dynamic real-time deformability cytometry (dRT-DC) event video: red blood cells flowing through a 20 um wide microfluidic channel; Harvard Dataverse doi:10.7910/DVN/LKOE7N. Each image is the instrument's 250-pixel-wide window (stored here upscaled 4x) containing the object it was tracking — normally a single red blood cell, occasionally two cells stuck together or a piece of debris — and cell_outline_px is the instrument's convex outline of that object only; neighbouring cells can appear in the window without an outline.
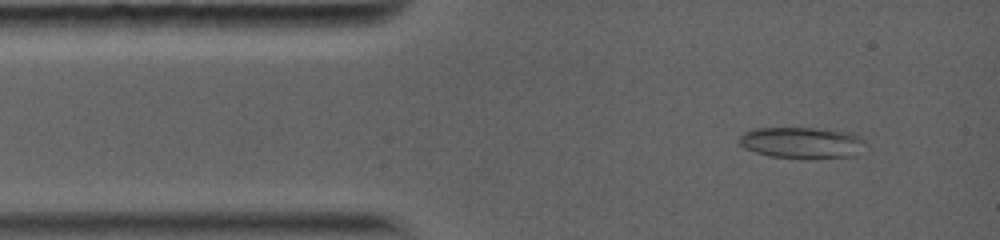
{"species": "common noctule bat (a hibernating species)", "species_latin": "Nyctalus noctula", "temperature_condition": "warm", "stored_images_in_passage": 25, "camera_frame_rate_fps": 5000, "um_per_image_px": 0.085, "animal": {"sex": "female", "body_mass_g": 19.0, "forearm_length_mm": 56.7}, "frame": {"image": 1, "passage_image": 3, "time_ms": 1.0, "image_size_px": [1000, 240], "cell_outline_px": [[864, 140], [852, 156], [768, 156], [756, 152], [740, 144], [736, 140], [744, 132], [752, 128], [816, 128], [848, 132], [860, 136]], "centroid_in_image_um": [68.04, 12.07], "position_along_channel_um": 17.0, "area_um2": 21.85}}
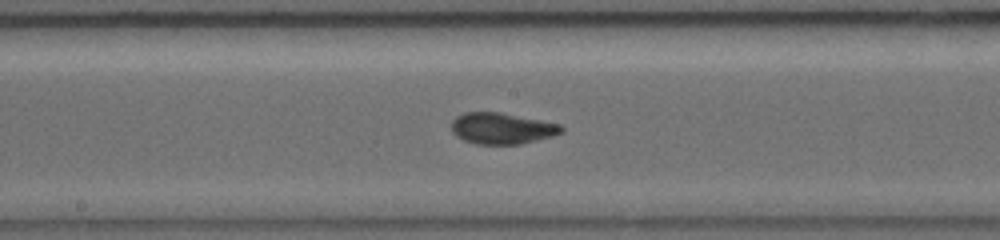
{"frame": {"image": 2, "passage_image": 12, "time_ms": 6.8, "image_size_px": [1000, 240], "cell_outline_px": [[564, 132], [552, 136], [520, 144], [476, 144], [464, 140], [456, 136], [452, 132], [452, 120], [456, 116], [464, 112], [500, 112], [560, 124], [564, 128]], "centroid_in_image_um": [42.65, 10.91], "position_along_channel_um": 205.6, "area_um2": 20.0}}
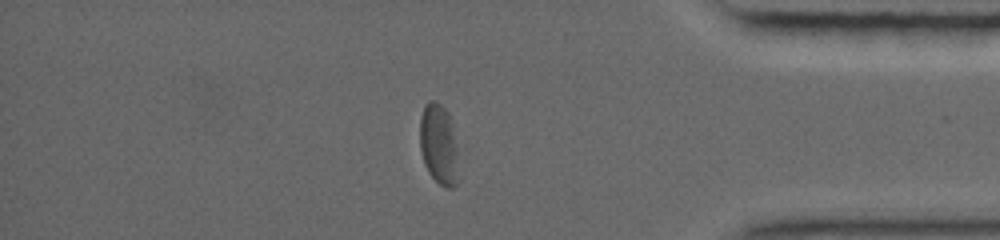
{"frame": {"image": 3, "passage_image": 20, "time_ms": 12.2, "image_size_px": [1000, 240], "cell_outline_px": [[456, 184], [452, 188], [444, 188], [428, 172], [424, 164], [420, 148], [420, 120], [424, 104], [428, 100], [436, 100], [448, 112], [452, 124], [456, 152]], "centroid_in_image_um": [37.25, 12.23], "position_along_channel_um": 397.9, "area_um2": 17.86}, "authors_computed_cell_mechanics": {"area_um2": 19.9988, "velocity_mm_per_s": 3.9742, "shape_relaxation_time_tau1_ms": 3.8591, "shape_relaxation_time_tau2_ms": 1.4495, "deformation_change_tau1": 0.1518, "deformation_change_tau2": 0.0711}}